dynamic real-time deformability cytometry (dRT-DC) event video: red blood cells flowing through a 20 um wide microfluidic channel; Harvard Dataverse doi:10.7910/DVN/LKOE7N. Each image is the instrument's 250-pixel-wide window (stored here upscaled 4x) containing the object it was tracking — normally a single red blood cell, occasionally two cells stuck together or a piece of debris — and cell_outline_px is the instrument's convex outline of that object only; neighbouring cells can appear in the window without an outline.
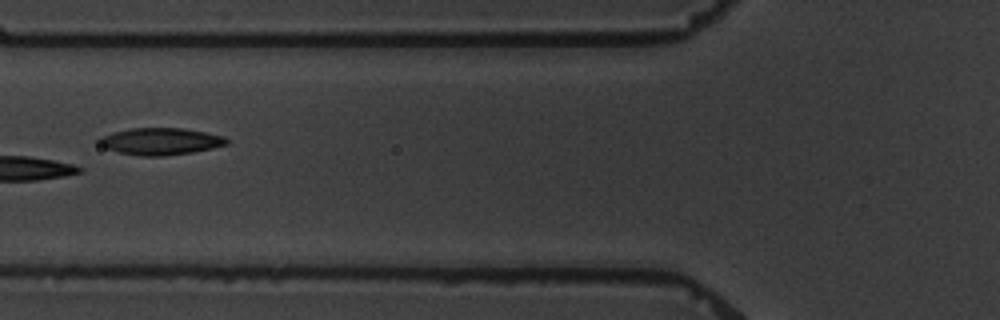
{"species": "common noctule bat (a hibernating species)", "species_latin": "Nyctalus noctula", "temperature_condition": "warm", "stored_images_in_passage": 7, "camera_frame_rate_fps": 3000, "um_per_image_px": 0.085, "animal": {"sex": "male", "body_mass_g": 19.5, "forearm_length_mm": 54.6}, "frame": {"image": 1, "passage_image": 7, "time_ms": 7.0, "image_size_px": [1000, 320], "cell_outline_px": [[228, 144], [212, 148], [192, 152], [160, 156], [140, 156], [120, 152], [108, 148], [100, 144], [96, 140], [100, 136], [112, 132], [132, 128], [184, 128], [224, 136], [228, 140]], "centroid_in_image_um": [13.64, 12.0], "position_along_channel_um": 112.2, "area_um2": 19.88}}